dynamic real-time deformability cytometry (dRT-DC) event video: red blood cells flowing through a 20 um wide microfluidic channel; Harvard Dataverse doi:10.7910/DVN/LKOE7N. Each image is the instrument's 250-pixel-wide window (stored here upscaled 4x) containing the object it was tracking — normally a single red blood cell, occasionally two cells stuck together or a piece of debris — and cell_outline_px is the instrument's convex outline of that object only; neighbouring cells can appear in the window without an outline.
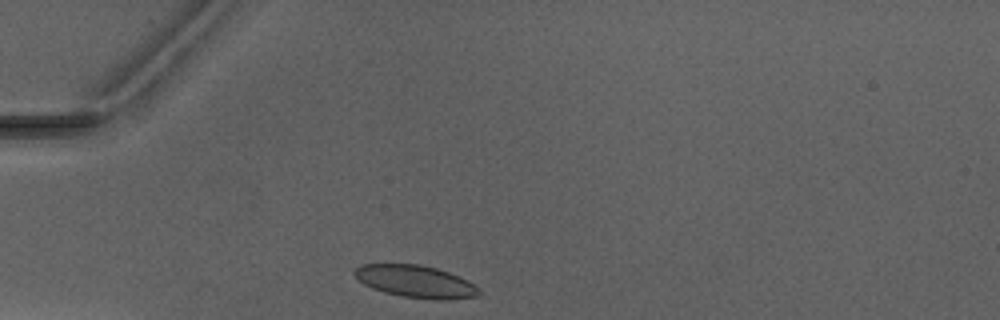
{"species": "Egyptian fruit bat (a non-hibernating species)", "species_latin": "Rousettus aegyptiacus", "temperature_condition": "warm", "stored_images_in_passage": 1, "camera_frame_rate_fps": 3000, "um_per_image_px": 0.085, "animal": {"sex": "male"}, "frame": {"image": 1, "passage_image": 1, "time_ms": 0.0, "image_size_px": [1000, 320], "cell_outline_px": [[480, 292], [476, 296], [448, 300], [432, 300], [404, 296], [384, 292], [372, 288], [364, 284], [352, 272], [356, 268], [364, 264], [420, 264], [436, 268], [448, 272], [468, 280], [480, 288]], "centroid_in_image_um": [35.35, 23.93], "position_along_channel_um": 49.6, "area_um2": 23.35}}